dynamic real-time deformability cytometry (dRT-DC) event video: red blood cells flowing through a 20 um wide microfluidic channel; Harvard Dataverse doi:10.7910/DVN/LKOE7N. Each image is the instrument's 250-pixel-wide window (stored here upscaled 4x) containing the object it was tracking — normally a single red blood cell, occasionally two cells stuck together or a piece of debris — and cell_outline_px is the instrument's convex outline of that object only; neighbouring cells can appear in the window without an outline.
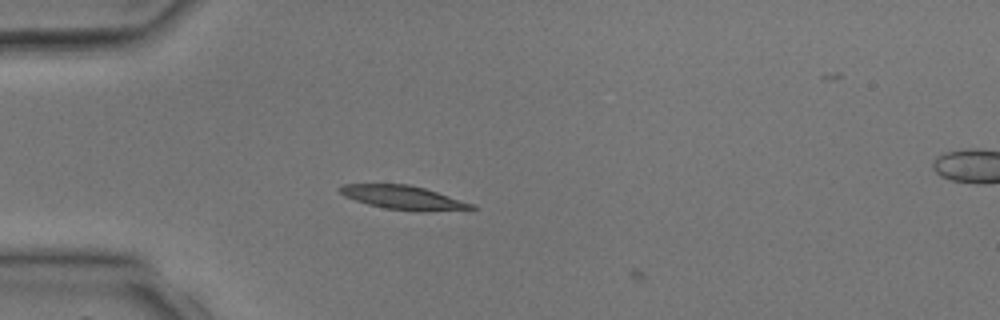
{"species": "common noctule bat (a hibernating species)", "species_latin": "Nyctalus noctula", "temperature_condition": "room temperature", "stored_images_in_passage": 4, "camera_frame_rate_fps": 3000, "um_per_image_px": 0.085, "animal": {"sex": "male", "body_mass_g": 17.9, "forearm_length_mm": 54.2}, "frame": {"image": 1, "passage_image": 3, "time_ms": 2.667, "image_size_px": [1000, 320], "cell_outline_px": [[476, 208], [424, 212], [420, 212], [384, 208], [368, 204], [344, 196], [340, 192], [340, 188], [344, 184], [408, 184], [424, 188], [476, 204]], "centroid_in_image_um": [34.32, 16.8], "position_along_channel_um": 50.7, "area_um2": 18.15}}